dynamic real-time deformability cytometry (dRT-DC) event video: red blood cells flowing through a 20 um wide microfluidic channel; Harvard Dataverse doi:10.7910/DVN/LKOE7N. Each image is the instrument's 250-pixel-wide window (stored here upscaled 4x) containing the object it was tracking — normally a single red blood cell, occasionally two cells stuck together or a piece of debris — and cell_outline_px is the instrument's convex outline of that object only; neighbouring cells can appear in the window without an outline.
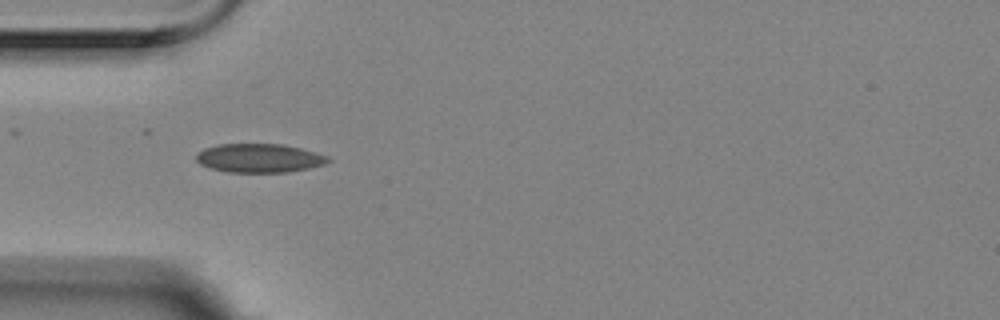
{"species": "Egyptian fruit bat (a non-hibernating species)", "species_latin": "Rousettus aegyptiacus", "temperature_condition": "room temperature", "stored_images_in_passage": 6, "camera_frame_rate_fps": 3000, "um_per_image_px": 0.085, "animal": {"sex": "female"}, "frame": {"image": 1, "passage_image": 5, "time_ms": 1.333, "image_size_px": [1000, 320], "cell_outline_px": [[332, 160], [324, 164], [308, 168], [288, 172], [228, 172], [212, 168], [200, 164], [196, 160], [196, 152], [204, 148], [216, 144], [280, 144], [300, 148], [316, 152], [328, 156]], "centroid_in_image_um": [22.02, 13.43], "position_along_channel_um": 63.0, "area_um2": 22.14}}
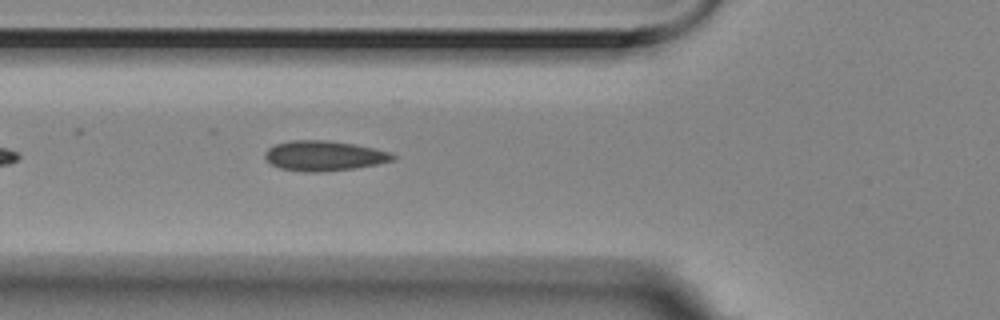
{"frame": {"image": 2, "passage_image": 6, "time_ms": 1.667, "image_size_px": [1000, 320], "cell_outline_px": [[396, 160], [376, 164], [352, 168], [320, 172], [304, 172], [280, 168], [264, 160], [264, 152], [268, 148], [276, 144], [292, 140], [328, 140], [356, 144], [392, 152], [396, 156]], "centroid_in_image_um": [27.54, 13.23], "position_along_channel_um": 98.3, "area_um2": 22.54}}